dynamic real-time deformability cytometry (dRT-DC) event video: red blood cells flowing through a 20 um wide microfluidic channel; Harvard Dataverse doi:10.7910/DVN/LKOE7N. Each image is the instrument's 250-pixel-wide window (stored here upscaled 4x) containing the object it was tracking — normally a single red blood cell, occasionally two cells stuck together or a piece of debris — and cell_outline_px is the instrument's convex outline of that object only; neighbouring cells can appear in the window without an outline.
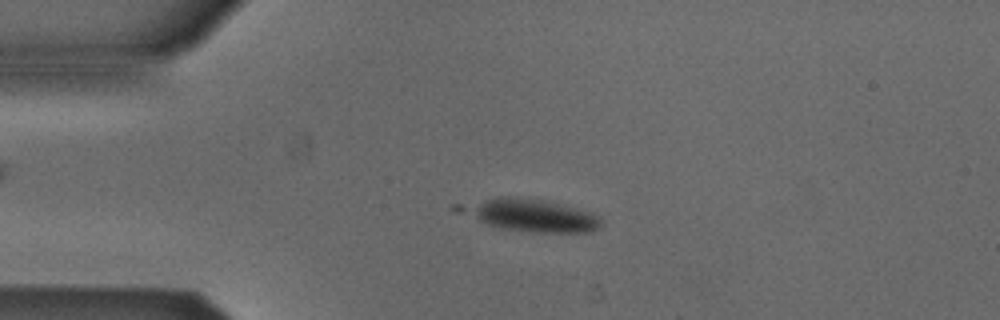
{"species": "Egyptian fruit bat (a non-hibernating species)", "species_latin": "Rousettus aegyptiacus", "temperature_condition": "cold", "stored_images_in_passage": 26, "camera_frame_rate_fps": 3000, "um_per_image_px": 0.085, "animal": {"sex": "male"}, "frame": {"image": 1, "passage_image": 8, "time_ms": 2.333, "image_size_px": [1000, 320], "cell_outline_px": [[600, 224], [592, 232], [536, 232], [500, 228], [488, 224], [456, 212], [452, 208], [452, 204], [496, 196], [508, 196], [544, 200], [592, 212], [600, 216]], "centroid_in_image_um": [44.94, 18.26], "position_along_channel_um": 40.1, "area_um2": 27.05}}
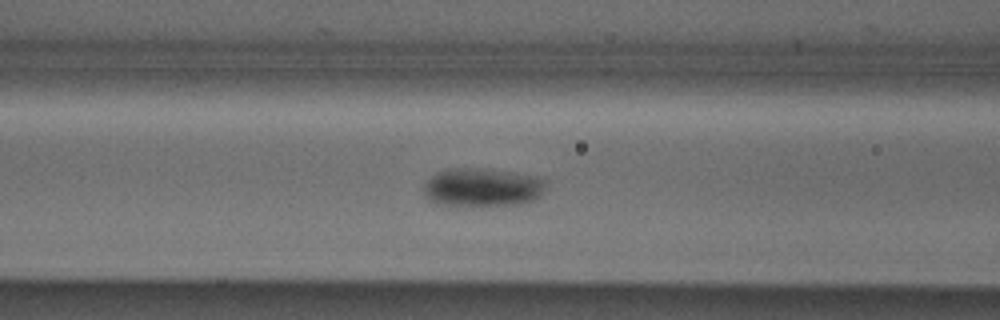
{"frame": {"image": 2, "passage_image": 17, "time_ms": 5.333, "image_size_px": [1000, 320], "cell_outline_px": [[548, 180], [544, 192], [536, 200], [520, 204], [440, 204], [428, 200], [424, 196], [424, 184], [436, 172], [448, 168], [488, 168], [536, 176]], "centroid_in_image_um": [41.04, 15.89], "position_along_channel_um": 125.6, "area_um2": 27.4}}
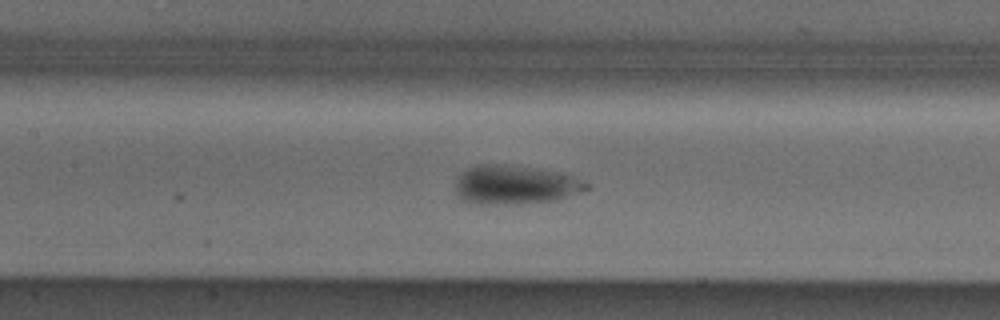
{"frame": {"image": 3, "passage_image": 20, "time_ms": 6.333, "image_size_px": [1000, 320], "cell_outline_px": [[588, 188], [580, 192], [556, 200], [504, 204], [480, 204], [464, 200], [456, 196], [456, 180], [460, 172], [468, 168], [480, 164], [496, 164], [528, 168], [556, 172], [572, 176], [588, 184]], "centroid_in_image_um": [43.71, 15.72], "position_along_channel_um": 163.7, "area_um2": 29.07}}